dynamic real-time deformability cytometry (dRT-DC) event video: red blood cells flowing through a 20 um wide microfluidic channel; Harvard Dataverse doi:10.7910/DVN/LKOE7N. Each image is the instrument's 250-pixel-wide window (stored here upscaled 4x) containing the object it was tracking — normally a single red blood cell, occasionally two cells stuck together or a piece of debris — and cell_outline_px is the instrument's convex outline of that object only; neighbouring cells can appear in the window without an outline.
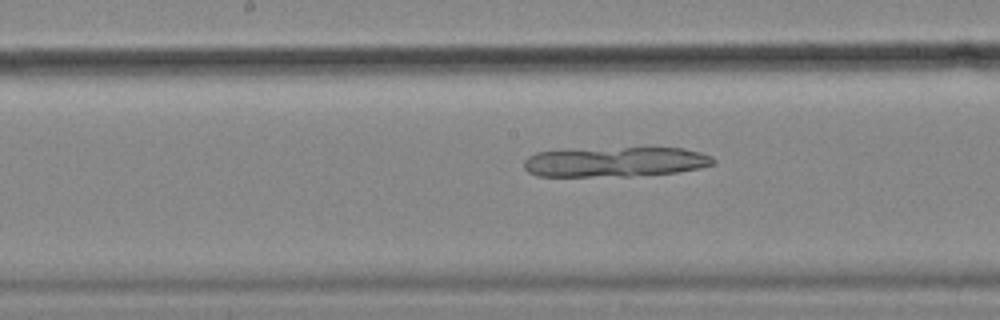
{"species": "common noctule bat (a hibernating species)", "species_latin": "Nyctalus noctula", "temperature_condition": "cold", "stored_images_in_passage": 40, "camera_frame_rate_fps": 3000, "um_per_image_px": 0.085, "animal": {"sex": "female", "body_mass_g": 18.4}, "frame": {"image": 1, "passage_image": 23, "time_ms": 7.333, "image_size_px": [1000, 320], "cell_outline_px": [[716, 164], [700, 168], [676, 172], [628, 176], [536, 176], [528, 172], [524, 168], [524, 160], [528, 156], [536, 152], [560, 148], [652, 144], [684, 148], [700, 152], [712, 156], [716, 160]], "centroid_in_image_um": [52.32, 13.68], "position_along_channel_um": 195.9, "area_um2": 35.43}}